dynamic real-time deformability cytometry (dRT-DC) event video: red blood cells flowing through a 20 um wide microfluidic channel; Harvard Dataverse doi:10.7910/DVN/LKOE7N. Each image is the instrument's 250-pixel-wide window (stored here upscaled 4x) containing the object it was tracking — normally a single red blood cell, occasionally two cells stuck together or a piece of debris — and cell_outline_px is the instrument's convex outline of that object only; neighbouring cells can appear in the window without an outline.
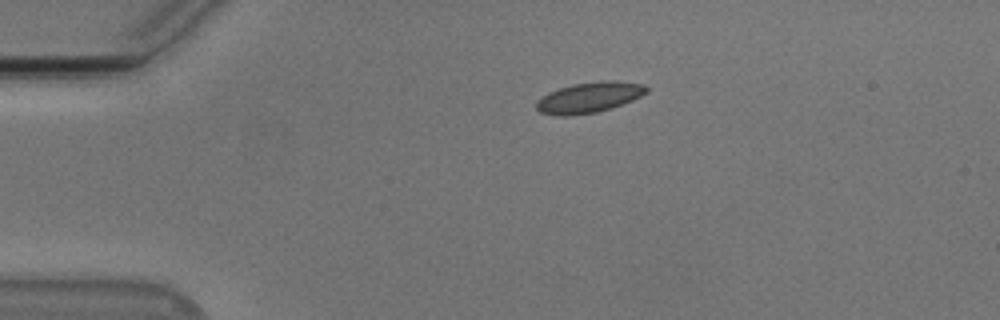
{"species": "Egyptian fruit bat (a non-hibernating species)", "species_latin": "Rousettus aegyptiacus", "temperature_condition": "cold", "stored_images_in_passage": 44, "camera_frame_rate_fps": 3000, "um_per_image_px": 0.085, "animal": {"sex": "male"}, "frame": {"image": 1, "passage_image": 1, "time_ms": 0.0, "image_size_px": [1000, 320], "cell_outline_px": [[648, 92], [632, 100], [612, 108], [596, 112], [572, 116], [560, 116], [540, 112], [536, 108], [536, 100], [540, 96], [548, 92], [572, 84], [604, 80], [612, 80], [644, 84], [648, 88]], "centroid_in_image_um": [50.06, 8.28], "position_along_channel_um": 34.9, "area_um2": 19.77}}
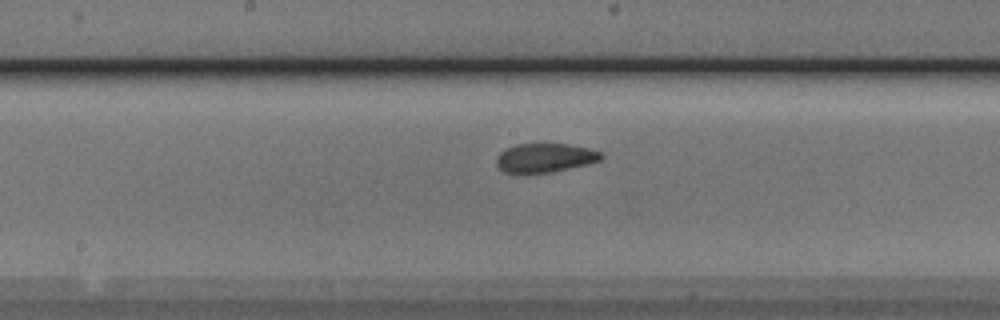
{"frame": {"image": 2, "passage_image": 18, "time_ms": 5.667, "image_size_px": [1000, 320], "cell_outline_px": [[604, 156], [600, 160], [588, 164], [552, 172], [504, 172], [496, 164], [496, 156], [504, 148], [516, 144], [536, 140], [568, 144], [588, 148], [600, 152]], "centroid_in_image_um": [46.29, 13.35], "position_along_channel_um": 201.9, "area_um2": 18.32}}
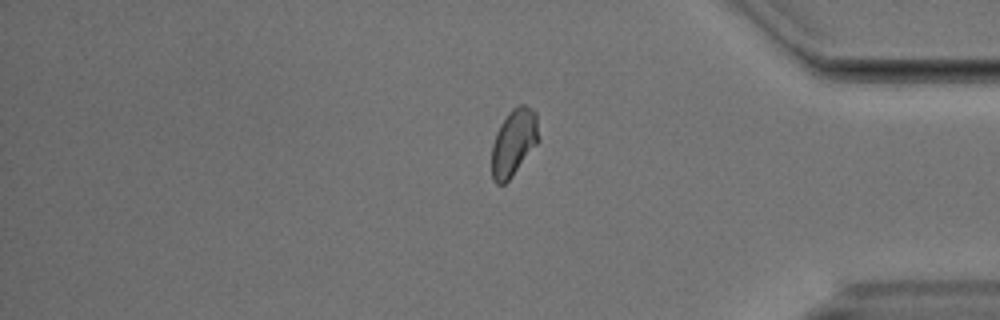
{"frame": {"image": 3, "passage_image": 35, "time_ms": 11.333, "image_size_px": [1000, 320], "cell_outline_px": [[540, 140], [512, 176], [504, 184], [496, 184], [492, 180], [492, 144], [496, 132], [500, 124], [508, 112], [512, 108], [520, 104], [524, 104], [532, 108], [536, 112]], "centroid_in_image_um": [43.68, 12.08], "position_along_channel_um": 391.5, "area_um2": 18.5}, "authors_computed_cell_mechanics": {"area_um2": 18.4093, "velocity_mm_per_s": 3.7443, "shape_relaxation_time_tau1_ms": null, "shape_relaxation_time_tau2_ms": 2.1212, "deformation_change_tau1": null, "deformation_change_tau2": 0.0495}}